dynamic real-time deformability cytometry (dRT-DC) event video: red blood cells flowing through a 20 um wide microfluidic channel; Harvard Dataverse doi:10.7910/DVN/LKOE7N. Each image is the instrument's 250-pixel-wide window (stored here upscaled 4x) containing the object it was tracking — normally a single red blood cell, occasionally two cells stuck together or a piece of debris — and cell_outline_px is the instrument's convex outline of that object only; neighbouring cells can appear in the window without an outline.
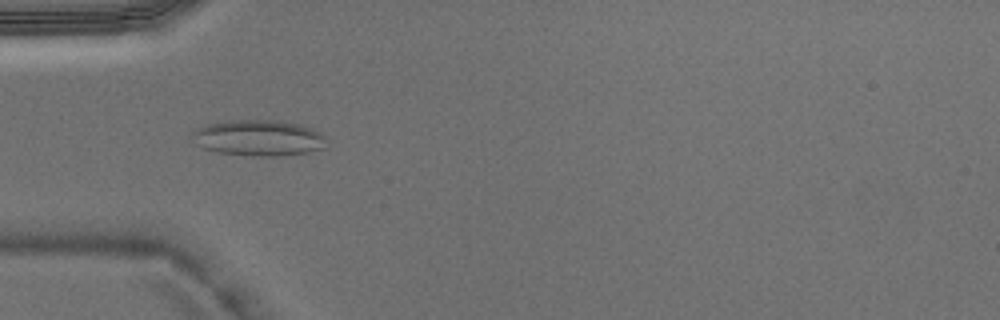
{"species": "Egyptian fruit bat (a non-hibernating species)", "species_latin": "Rousettus aegyptiacus", "temperature_condition": "warm", "stored_images_in_passage": 5, "camera_frame_rate_fps": 3000, "um_per_image_px": 0.085, "animal": {"sex": "male"}, "frame": {"image": 1, "passage_image": 4, "time_ms": 1.0, "image_size_px": [1000, 320], "cell_outline_px": [[324, 148], [308, 152], [276, 156], [252, 156], [220, 152], [204, 148], [196, 144], [192, 136], [192, 132], [196, 128], [208, 124], [232, 120], [276, 120], [300, 124], [312, 128], [320, 132], [324, 136]], "centroid_in_image_um": [21.98, 11.71], "position_along_channel_um": 63.0, "area_um2": 27.98}}